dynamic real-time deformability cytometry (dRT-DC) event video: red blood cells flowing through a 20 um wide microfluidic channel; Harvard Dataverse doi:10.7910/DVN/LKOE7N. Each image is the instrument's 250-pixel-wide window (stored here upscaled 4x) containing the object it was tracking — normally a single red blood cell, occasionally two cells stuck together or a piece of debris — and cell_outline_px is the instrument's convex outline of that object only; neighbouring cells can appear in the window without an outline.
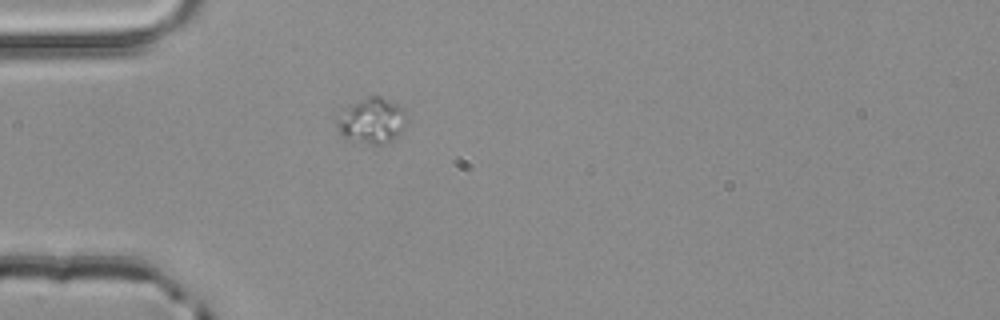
{"species": "common noctule bat (a hibernating species)", "species_latin": "Nyctalus noctula", "temperature_condition": "room temperature", "stored_images_in_passage": 1, "camera_frame_rate_fps": 3000, "um_per_image_px": 0.085, "animal": {"sex": "male", "body_mass_g": 20.4}, "frame": {"image": 1, "passage_image": 1, "time_ms": 0.0, "image_size_px": [1000, 320], "cell_outline_px": [[408, 120], [404, 128], [396, 136], [380, 144], [372, 144], [344, 136], [336, 128], [336, 120], [340, 108], [368, 96], [380, 96], [404, 108], [408, 116]], "centroid_in_image_um": [31.59, 10.2], "position_along_channel_um": 53.4, "area_um2": 18.5}}